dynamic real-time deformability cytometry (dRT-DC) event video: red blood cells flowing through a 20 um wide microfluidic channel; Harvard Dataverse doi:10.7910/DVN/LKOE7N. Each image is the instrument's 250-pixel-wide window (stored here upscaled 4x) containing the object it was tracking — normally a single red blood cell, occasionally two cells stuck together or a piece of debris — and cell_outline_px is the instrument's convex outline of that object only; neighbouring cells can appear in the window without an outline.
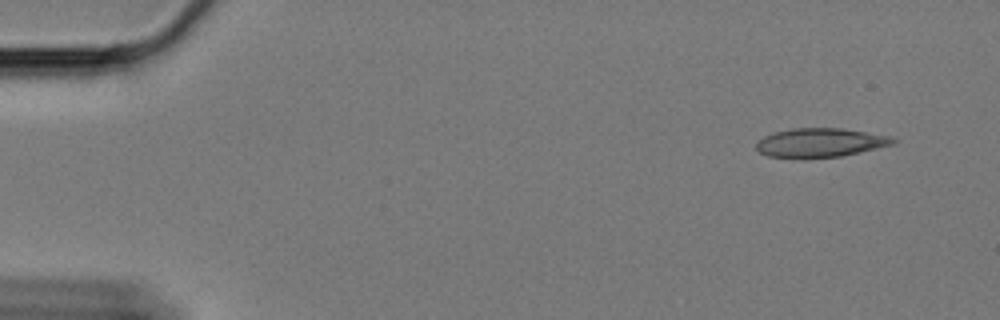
{"species": "Egyptian fruit bat (a non-hibernating species)", "species_latin": "Rousettus aegyptiacus", "temperature_condition": "cold", "stored_images_in_passage": 29, "camera_frame_rate_fps": 3000, "um_per_image_px": 0.085, "animal": {"sex": "female"}, "frame": {"image": 1, "passage_image": 1, "time_ms": 0.0, "image_size_px": [1000, 320], "cell_outline_px": [[900, 140], [892, 144], [840, 156], [768, 156], [760, 152], [756, 148], [756, 144], [764, 136], [772, 132], [792, 128], [840, 128], [892, 136]], "centroid_in_image_um": [69.74, 12.08], "position_along_channel_um": 15.3, "area_um2": 22.37}}
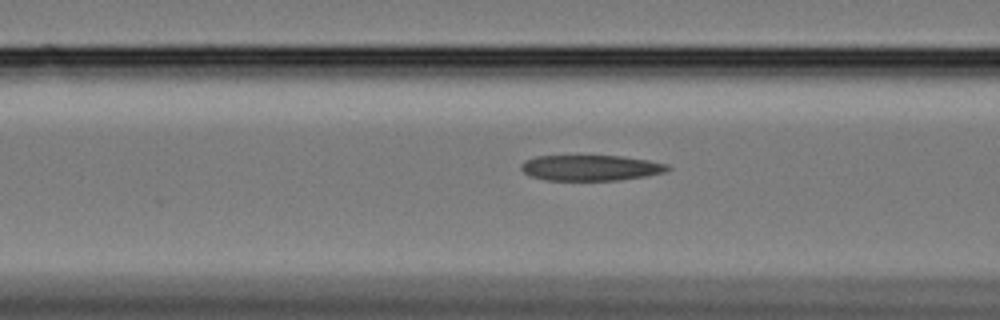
{"frame": {"image": 2, "passage_image": 20, "time_ms": 6.333, "image_size_px": [1000, 320], "cell_outline_px": [[672, 168], [664, 172], [644, 176], [620, 180], [548, 180], [532, 176], [524, 172], [520, 168], [520, 164], [524, 160], [536, 156], [624, 156], [648, 160], [668, 164]], "centroid_in_image_um": [50.21, 14.26], "position_along_channel_um": 116.4, "area_um2": 21.85}}
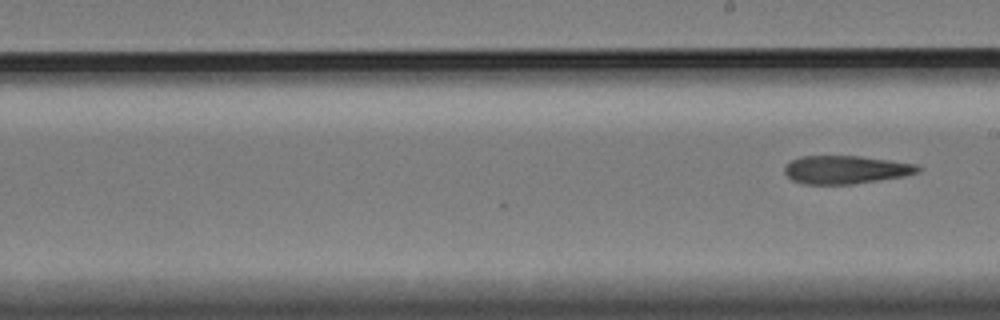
{"frame": {"image": 3, "passage_image": 29, "time_ms": 9.333, "image_size_px": [1000, 320], "cell_outline_px": [[924, 168], [916, 172], [904, 176], [852, 184], [804, 184], [792, 180], [784, 172], [784, 168], [792, 160], [800, 156], [860, 156], [916, 164]], "centroid_in_image_um": [71.88, 14.42], "position_along_channel_um": 217.1, "area_um2": 21.73}}